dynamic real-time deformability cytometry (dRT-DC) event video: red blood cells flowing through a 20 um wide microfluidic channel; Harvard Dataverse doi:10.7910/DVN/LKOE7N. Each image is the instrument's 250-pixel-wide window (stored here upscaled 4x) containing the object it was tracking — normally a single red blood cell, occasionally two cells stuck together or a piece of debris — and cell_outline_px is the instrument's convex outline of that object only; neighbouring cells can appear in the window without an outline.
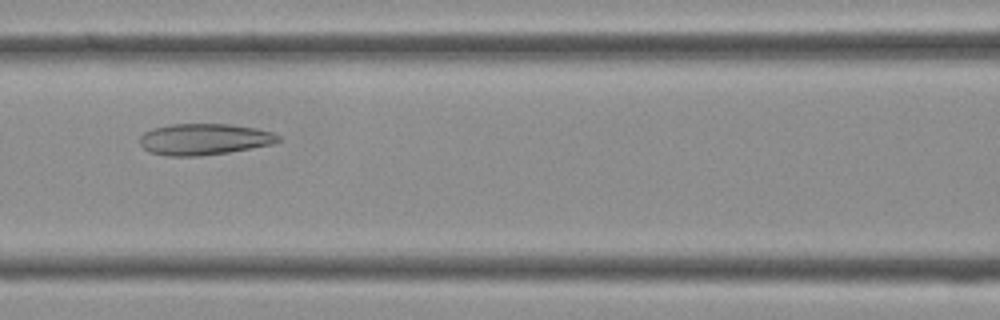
{"species": "Egyptian fruit bat (a non-hibernating species)", "species_latin": "Rousettus aegyptiacus", "temperature_condition": "cold", "stored_images_in_passage": 41, "camera_frame_rate_fps": 3000, "um_per_image_px": 0.085, "frame": {"image": 1, "passage_image": 18, "time_ms": 5.667, "image_size_px": [1000, 320], "cell_outline_px": [[280, 140], [272, 144], [228, 152], [200, 156], [168, 156], [148, 152], [140, 144], [140, 136], [144, 132], [152, 128], [172, 124], [232, 124], [256, 128], [272, 132], [280, 136]], "centroid_in_image_um": [17.33, 11.83], "position_along_channel_um": 149.3, "area_um2": 25.32}}
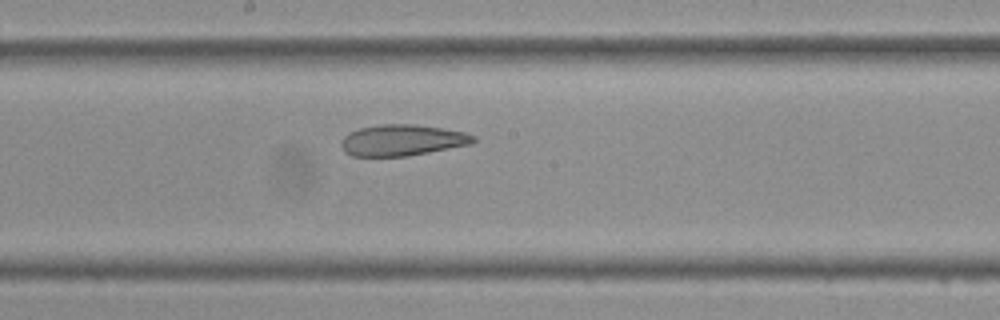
{"frame": {"image": 2, "passage_image": 22, "time_ms": 7.0, "image_size_px": [1000, 320], "cell_outline_px": [[476, 140], [472, 144], [408, 156], [352, 156], [344, 152], [340, 144], [340, 140], [348, 132], [360, 128], [380, 124], [412, 124], [440, 128], [464, 132], [476, 136]], "centroid_in_image_um": [34.16, 11.92], "position_along_channel_um": 214.0, "area_um2": 24.1}}
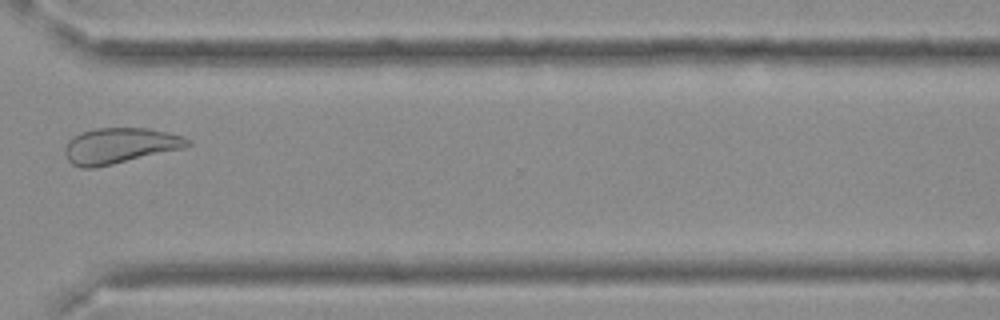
{"frame": {"image": 3, "passage_image": 31, "time_ms": 10.0, "image_size_px": [1000, 320], "cell_outline_px": [[192, 144], [184, 148], [112, 164], [92, 168], [80, 168], [72, 164], [68, 160], [64, 152], [64, 148], [68, 140], [72, 136], [96, 128], [148, 128], [184, 136], [192, 140]], "centroid_in_image_um": [10.18, 12.38], "position_along_channel_um": 360.4, "area_um2": 25.49}}